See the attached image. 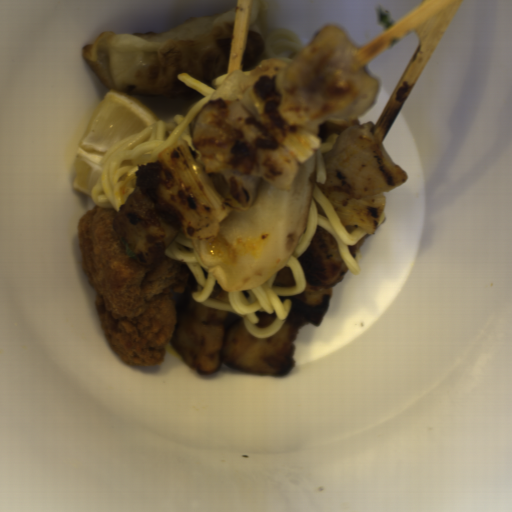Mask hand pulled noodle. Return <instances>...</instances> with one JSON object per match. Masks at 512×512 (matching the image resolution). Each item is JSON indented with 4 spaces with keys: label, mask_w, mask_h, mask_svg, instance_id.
I'll use <instances>...</instances> for the list:
<instances>
[{
    "label": "hand pulled noodle",
    "mask_w": 512,
    "mask_h": 512,
    "mask_svg": "<svg viewBox=\"0 0 512 512\" xmlns=\"http://www.w3.org/2000/svg\"><path fill=\"white\" fill-rule=\"evenodd\" d=\"M177 77L183 85L198 91L204 98L196 100L182 115H172L166 120L155 119L157 124L117 142L104 152L101 164L105 174L91 196L94 208L110 207L118 212L130 194L139 188L136 177L138 166L155 162L164 149L179 140L188 143L195 158L193 133L197 118L205 104L212 101L222 82L230 76H220L206 83H200L184 73H178Z\"/></svg>",
    "instance_id": "2"
},
{
    "label": "hand pulled noodle",
    "mask_w": 512,
    "mask_h": 512,
    "mask_svg": "<svg viewBox=\"0 0 512 512\" xmlns=\"http://www.w3.org/2000/svg\"><path fill=\"white\" fill-rule=\"evenodd\" d=\"M337 137L334 133L320 140V148L313 153L315 167L307 224L286 265L296 278V286L275 287L274 275L249 291L226 292L219 287L214 275L195 252L193 238L178 232L162 253L182 262L189 281L192 277L198 283L197 291L191 294L195 302L211 310H225L228 313L225 331L238 319H241L247 333L254 339L271 338L279 331L293 310L292 301L287 298L282 301L280 296L294 297L305 289V271L298 258L309 249L318 225L335 239L340 257L349 272L359 274L362 254L360 250L355 251L356 257H352L349 245L360 242L368 233L359 226L344 225L332 203L319 188V184L327 181L324 154L334 148ZM255 311L272 312L276 319L261 329L256 326L258 319Z\"/></svg>",
    "instance_id": "1"
},
{
    "label": "hand pulled noodle",
    "mask_w": 512,
    "mask_h": 512,
    "mask_svg": "<svg viewBox=\"0 0 512 512\" xmlns=\"http://www.w3.org/2000/svg\"><path fill=\"white\" fill-rule=\"evenodd\" d=\"M266 37L269 45V56L276 59L291 62L304 48L300 33L276 28L268 30Z\"/></svg>",
    "instance_id": "3"
}]
</instances>
